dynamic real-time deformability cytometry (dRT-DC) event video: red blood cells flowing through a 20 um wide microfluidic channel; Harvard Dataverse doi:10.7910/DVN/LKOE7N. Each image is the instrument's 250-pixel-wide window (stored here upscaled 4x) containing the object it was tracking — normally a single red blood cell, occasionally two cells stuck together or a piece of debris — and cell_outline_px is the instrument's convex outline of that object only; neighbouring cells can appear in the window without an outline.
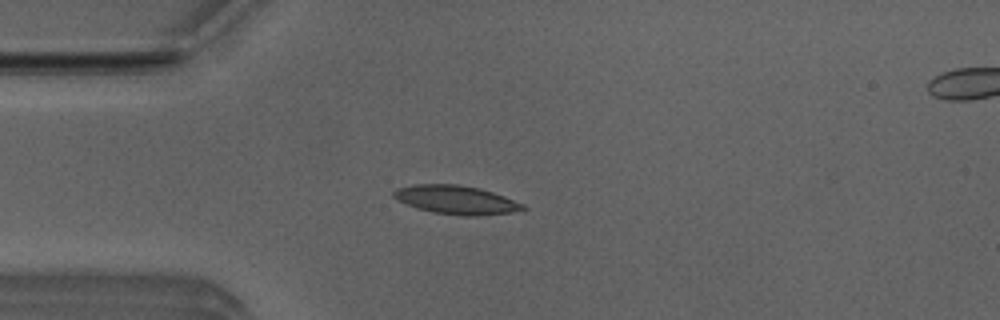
{"species": "Egyptian fruit bat (a non-hibernating species)", "species_latin": "Rousettus aegyptiacus", "temperature_condition": "room temperature", "stored_images_in_passage": 4, "camera_frame_rate_fps": 3000, "um_per_image_px": 0.085, "animal": {"sex": "male"}, "frame": {"image": 1, "passage_image": 3, "time_ms": 0.667, "image_size_px": [1000, 320], "cell_outline_px": [[528, 208], [512, 212], [476, 216], [464, 216], [432, 212], [416, 208], [396, 200], [392, 196], [392, 192], [396, 188], [416, 184], [460, 184], [480, 188], [504, 196], [524, 204]], "centroid_in_image_um": [38.74, 16.98], "position_along_channel_um": 46.3, "area_um2": 21.73}}